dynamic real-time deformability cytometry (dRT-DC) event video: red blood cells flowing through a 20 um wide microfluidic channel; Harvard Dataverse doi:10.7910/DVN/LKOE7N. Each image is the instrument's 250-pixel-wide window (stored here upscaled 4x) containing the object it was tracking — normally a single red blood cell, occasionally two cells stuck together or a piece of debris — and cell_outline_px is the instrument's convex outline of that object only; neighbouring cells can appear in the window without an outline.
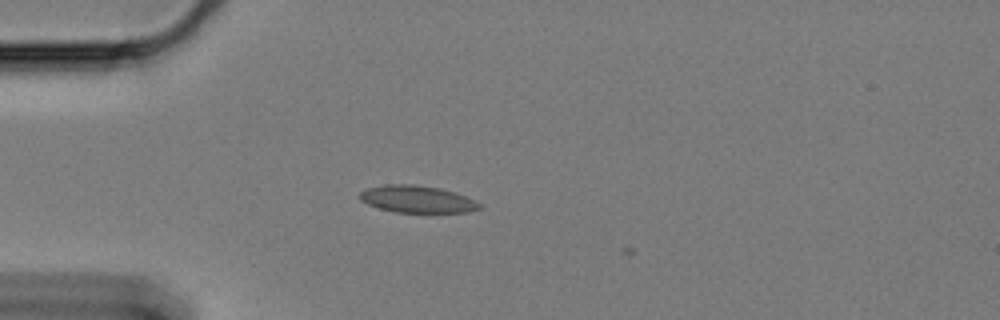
{"species": "Egyptian fruit bat (a non-hibernating species)", "species_latin": "Rousettus aegyptiacus", "temperature_condition": "cold", "stored_images_in_passage": 4, "camera_frame_rate_fps": 3000, "um_per_image_px": 0.085, "animal": {"sex": "female"}, "frame": {"image": 1, "passage_image": 3, "time_ms": 0.667, "image_size_px": [1000, 320], "cell_outline_px": [[484, 208], [468, 212], [396, 212], [380, 208], [368, 204], [360, 200], [356, 196], [360, 192], [368, 188], [384, 184], [416, 184], [440, 188], [456, 192], [476, 200], [484, 204]], "centroid_in_image_um": [35.51, 16.92], "position_along_channel_um": 49.5, "area_um2": 19.25}}